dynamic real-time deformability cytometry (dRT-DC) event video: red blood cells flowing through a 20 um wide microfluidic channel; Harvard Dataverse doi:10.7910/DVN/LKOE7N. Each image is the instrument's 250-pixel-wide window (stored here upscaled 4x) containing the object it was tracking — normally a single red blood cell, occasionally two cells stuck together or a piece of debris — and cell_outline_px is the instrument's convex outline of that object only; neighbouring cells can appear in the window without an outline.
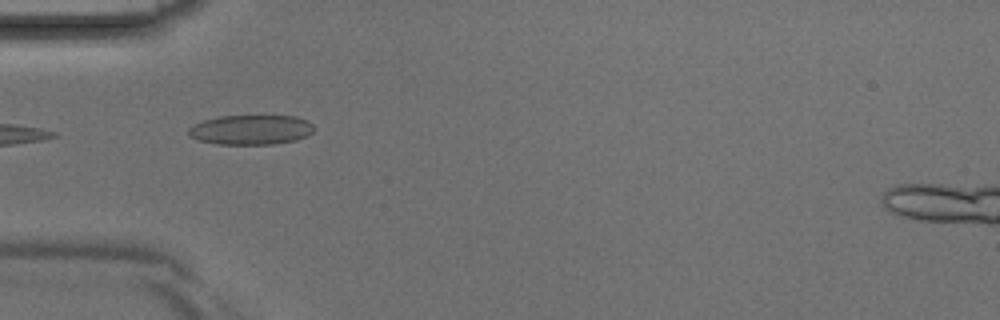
{"species": "Egyptian fruit bat (a non-hibernating species)", "species_latin": "Rousettus aegyptiacus", "temperature_condition": "room temperature", "stored_images_in_passage": 4, "camera_frame_rate_fps": 3000, "um_per_image_px": 0.085, "animal": {"sex": "male"}, "frame": {"image": 1, "passage_image": 4, "time_ms": 1.0, "image_size_px": [1000, 320], "cell_outline_px": [[316, 128], [312, 132], [296, 140], [272, 144], [216, 144], [200, 140], [188, 136], [188, 128], [204, 120], [220, 116], [296, 116], [308, 120]], "centroid_in_image_um": [21.34, 11.03], "position_along_channel_um": 63.7, "area_um2": 21.68}}